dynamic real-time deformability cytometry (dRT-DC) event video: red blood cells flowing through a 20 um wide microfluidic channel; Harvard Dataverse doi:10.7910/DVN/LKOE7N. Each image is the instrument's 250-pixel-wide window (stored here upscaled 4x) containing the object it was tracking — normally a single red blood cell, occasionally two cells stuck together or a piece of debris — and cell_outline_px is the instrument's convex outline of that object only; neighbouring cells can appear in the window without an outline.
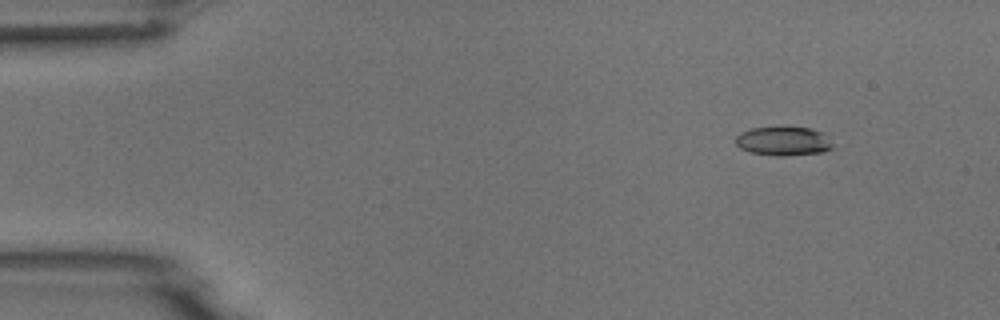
{"species": "common noctule bat (a hibernating species)", "species_latin": "Nyctalus noctula", "temperature_condition": "room temperature", "stored_images_in_passage": 4, "camera_frame_rate_fps": 3000, "um_per_image_px": 0.085, "animal": {"sex": "male", "body_mass_g": 18.8}, "frame": {"image": 1, "passage_image": 2, "time_ms": 1.333, "image_size_px": [1000, 320], "cell_outline_px": [[832, 148], [824, 152], [784, 156], [776, 156], [752, 152], [740, 148], [736, 144], [736, 136], [740, 132], [752, 128], [812, 128], [824, 132], [832, 144]], "centroid_in_image_um": [66.61, 12.0], "position_along_channel_um": 18.4, "area_um2": 16.24}}
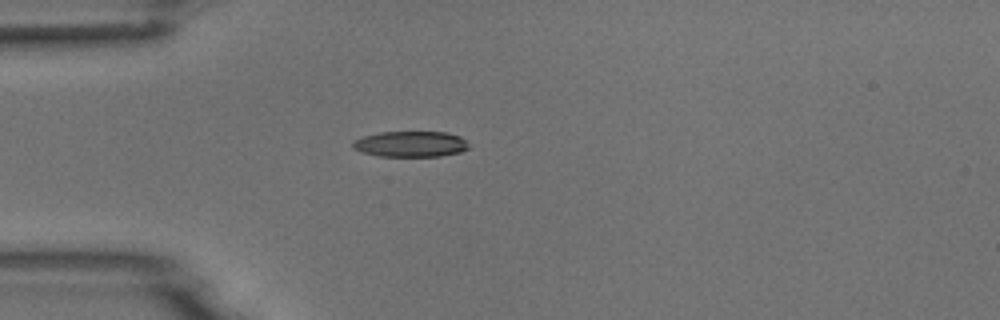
{"frame": {"image": 2, "passage_image": 4, "time_ms": 4.333, "image_size_px": [1000, 320], "cell_outline_px": [[468, 148], [460, 152], [440, 156], [380, 156], [360, 152], [352, 148], [352, 144], [356, 140], [364, 136], [380, 132], [448, 132], [460, 136], [468, 144]], "centroid_in_image_um": [34.9, 12.24], "position_along_channel_um": 50.1, "area_um2": 17.34}}